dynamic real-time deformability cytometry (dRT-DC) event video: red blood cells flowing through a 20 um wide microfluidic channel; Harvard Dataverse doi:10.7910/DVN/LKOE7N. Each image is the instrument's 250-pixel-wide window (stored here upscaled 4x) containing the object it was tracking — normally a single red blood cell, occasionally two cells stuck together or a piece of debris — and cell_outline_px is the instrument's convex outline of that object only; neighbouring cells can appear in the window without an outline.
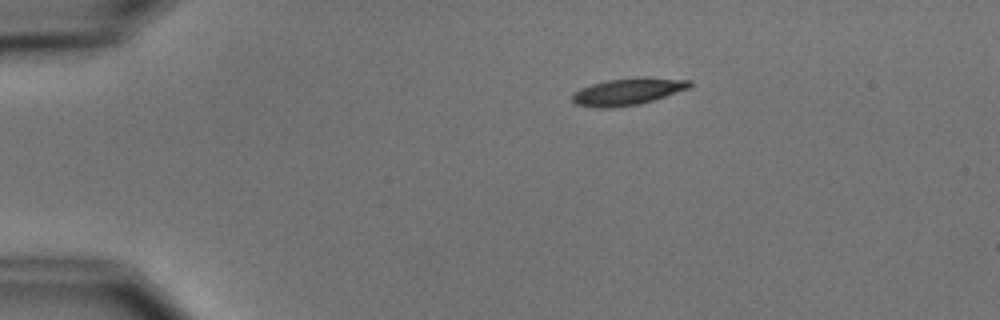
{"species": "common noctule bat (a hibernating species)", "species_latin": "Nyctalus noctula", "temperature_condition": "cold", "stored_images_in_passage": 2, "camera_frame_rate_fps": 3000, "um_per_image_px": 0.085, "animal": {"sex": "male", "body_mass_g": 15.6}, "frame": {"image": 1, "passage_image": 1, "time_ms": 0.0, "image_size_px": [1000, 320], "cell_outline_px": [[692, 84], [688, 88], [640, 104], [608, 108], [596, 108], [576, 104], [572, 100], [572, 92], [580, 88], [592, 84], [608, 80], [644, 76], [692, 80]], "centroid_in_image_um": [53.34, 7.77], "position_along_channel_um": 31.7, "area_um2": 18.44}}